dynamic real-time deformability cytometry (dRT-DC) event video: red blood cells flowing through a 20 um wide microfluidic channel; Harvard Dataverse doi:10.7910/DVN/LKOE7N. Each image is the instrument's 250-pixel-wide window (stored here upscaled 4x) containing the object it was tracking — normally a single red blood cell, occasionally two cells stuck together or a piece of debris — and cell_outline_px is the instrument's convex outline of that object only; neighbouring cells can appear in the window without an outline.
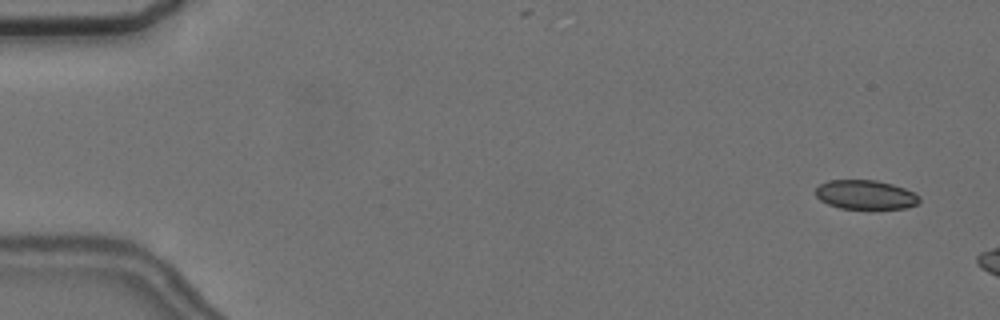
{"species": "common noctule bat (a hibernating species)", "species_latin": "Nyctalus noctula", "temperature_condition": "cold", "stored_images_in_passage": 5, "camera_frame_rate_fps": 3000, "um_per_image_px": 0.085, "animal": {"sex": "female", "body_mass_g": 24.6, "forearm_length_mm": 56.2}, "frame": {"image": 1, "passage_image": 1, "time_ms": 0.0, "image_size_px": [1000, 320], "cell_outline_px": [[920, 200], [916, 204], [904, 208], [840, 208], [828, 204], [820, 200], [816, 196], [816, 188], [820, 184], [828, 180], [876, 180], [892, 184], [904, 188], [920, 196]], "centroid_in_image_um": [73.54, 16.54], "position_along_channel_um": 11.5, "area_um2": 17.46}}
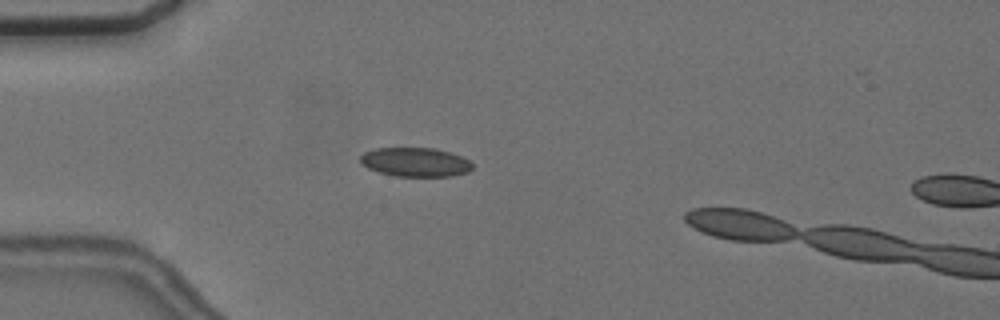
{"frame": {"image": 2, "passage_image": 4, "time_ms": 4.333, "image_size_px": [1000, 320], "cell_outline_px": [[472, 168], [468, 172], [452, 176], [396, 176], [380, 172], [368, 168], [360, 164], [360, 156], [364, 152], [376, 148], [432, 148], [448, 152], [460, 156], [468, 160], [472, 164]], "centroid_in_image_um": [35.27, 13.78], "position_along_channel_um": 49.7, "area_um2": 18.84}}